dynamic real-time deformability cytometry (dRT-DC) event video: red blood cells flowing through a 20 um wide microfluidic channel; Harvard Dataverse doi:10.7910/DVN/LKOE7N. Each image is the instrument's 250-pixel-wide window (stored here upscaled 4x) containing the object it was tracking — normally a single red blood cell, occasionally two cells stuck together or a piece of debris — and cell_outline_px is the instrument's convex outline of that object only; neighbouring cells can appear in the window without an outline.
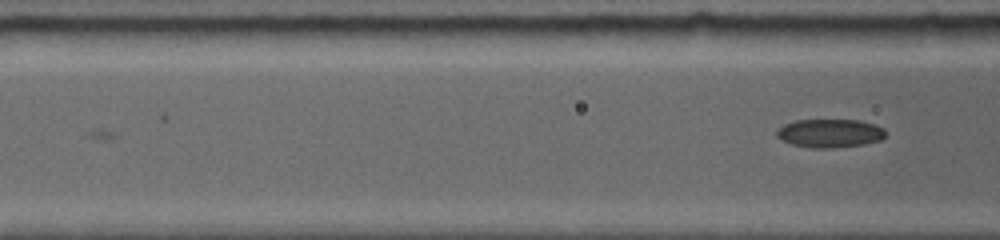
{"species": "common noctule bat (a hibernating species)", "species_latin": "Nyctalus noctula", "temperature_condition": "room temperature", "stored_images_in_passage": 6, "camera_frame_rate_fps": 5000, "um_per_image_px": 0.085, "animal": {"sex": "female", "body_mass_g": 19.0, "forearm_length_mm": 56.7}, "frame": {"image": 1, "passage_image": 6, "time_ms": 5.6, "image_size_px": [1000, 240], "cell_outline_px": [[884, 136], [880, 140], [860, 144], [828, 148], [824, 148], [792, 144], [776, 136], [776, 132], [784, 124], [796, 120], [860, 120], [872, 124], [880, 128], [884, 132]], "centroid_in_image_um": [70.5, 11.3], "position_along_channel_um": 96.1, "area_um2": 17.4}}